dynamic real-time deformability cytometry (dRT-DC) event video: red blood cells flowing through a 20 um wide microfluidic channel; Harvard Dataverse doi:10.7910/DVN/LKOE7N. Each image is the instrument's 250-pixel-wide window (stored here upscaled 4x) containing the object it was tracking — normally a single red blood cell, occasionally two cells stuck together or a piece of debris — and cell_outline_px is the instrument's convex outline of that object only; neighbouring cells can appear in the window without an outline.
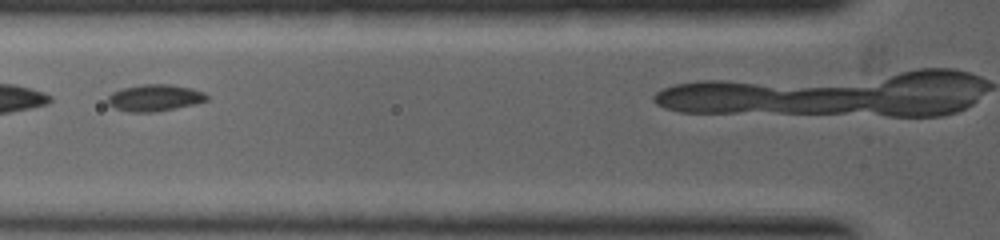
{"species": "common noctule bat (a hibernating species)", "species_latin": "Nyctalus noctula", "temperature_condition": "warm", "stored_images_in_passage": 17, "camera_frame_rate_fps": 5000, "um_per_image_px": 0.085, "animal": {"sex": "female", "body_mass_g": 19.0, "forearm_length_mm": 53.3}, "frame": {"image": 1, "passage_image": 5, "time_ms": 0.8, "image_size_px": [1000, 240], "cell_outline_px": [[208, 100], [176, 108], [156, 112], [128, 112], [116, 108], [108, 104], [108, 96], [112, 92], [124, 88], [144, 84], [168, 84], [192, 88], [204, 92], [208, 96]], "centroid_in_image_um": [13.16, 8.31], "position_along_channel_um": 112.6, "area_um2": 15.32}}
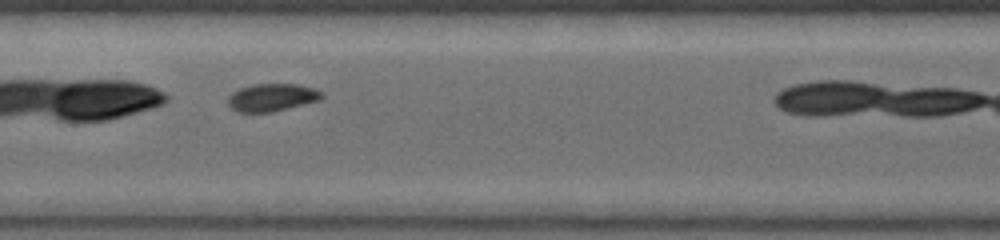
{"frame": {"image": 2, "passage_image": 10, "time_ms": 1.8, "image_size_px": [1000, 240], "cell_outline_px": [[324, 96], [320, 100], [272, 112], [236, 112], [228, 104], [228, 96], [232, 92], [240, 88], [252, 84], [300, 84], [324, 92]], "centroid_in_image_um": [23.12, 8.28], "position_along_channel_um": 184.3, "area_um2": 15.2}}